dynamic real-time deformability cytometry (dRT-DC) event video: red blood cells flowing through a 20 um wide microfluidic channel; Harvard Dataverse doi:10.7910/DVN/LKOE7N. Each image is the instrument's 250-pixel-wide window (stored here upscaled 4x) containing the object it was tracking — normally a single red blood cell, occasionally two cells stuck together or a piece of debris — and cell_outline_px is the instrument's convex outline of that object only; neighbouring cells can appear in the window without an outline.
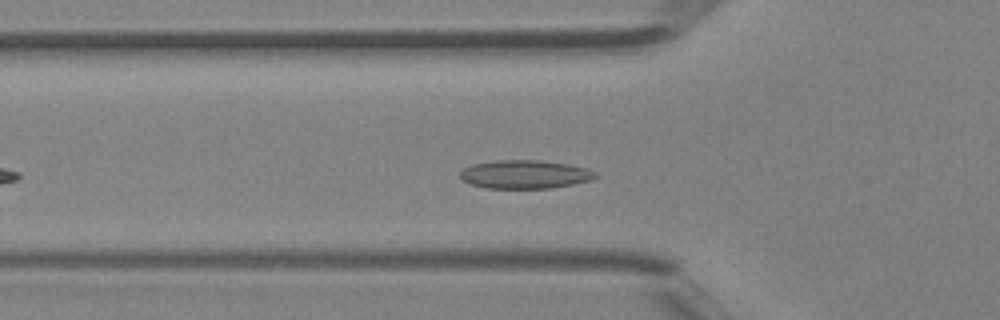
{"species": "Egyptian fruit bat (a non-hibernating species)", "species_latin": "Rousettus aegyptiacus", "temperature_condition": "room temperature", "stored_images_in_passage": 38, "camera_frame_rate_fps": 3000, "um_per_image_px": 0.085, "animal": {"sex": "female"}, "frame": {"image": 1, "passage_image": 6, "time_ms": 1.667, "image_size_px": [1000, 320], "cell_outline_px": [[600, 176], [592, 180], [552, 188], [484, 188], [472, 184], [464, 180], [460, 176], [460, 172], [464, 168], [472, 164], [500, 160], [540, 160], [568, 164], [588, 168], [596, 172]], "centroid_in_image_um": [44.67, 14.82], "position_along_channel_um": 81.1, "area_um2": 22.48}}
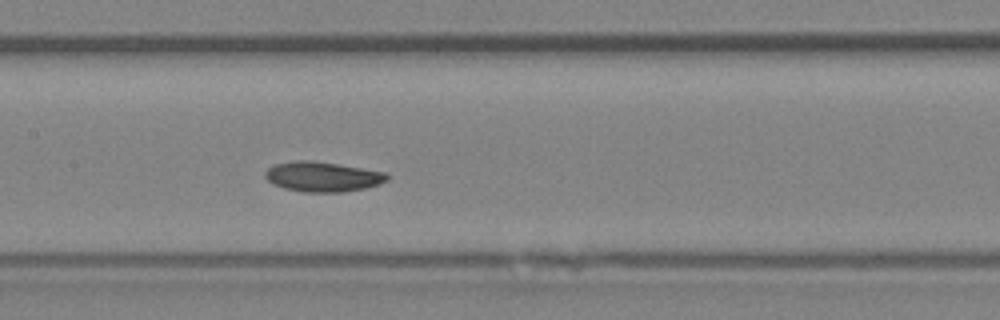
{"frame": {"image": 2, "passage_image": 13, "time_ms": 4.0, "image_size_px": [1000, 320], "cell_outline_px": [[388, 180], [380, 184], [364, 188], [344, 192], [304, 192], [284, 188], [272, 184], [264, 176], [264, 172], [268, 168], [276, 164], [296, 160], [312, 160], [388, 172]], "centroid_in_image_um": [27.43, 15.02], "position_along_channel_um": 180.0, "area_um2": 21.39}}
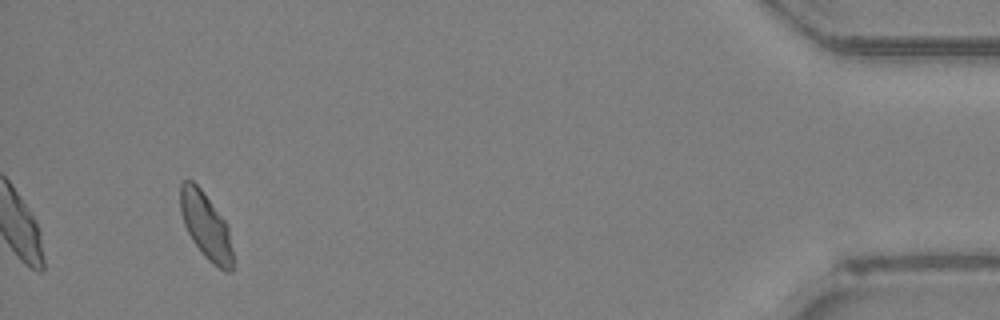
{"frame": {"image": 3, "passage_image": 35, "time_ms": 11.333, "image_size_px": [1000, 320], "cell_outline_px": [[232, 272], [224, 272], [212, 264], [204, 256], [192, 240], [184, 224], [180, 212], [180, 184], [184, 180], [192, 180], [204, 192], [228, 224], [232, 248]], "centroid_in_image_um": [17.51, 19.21], "position_along_channel_um": 417.7, "area_um2": 20.52}, "authors_computed_cell_mechanics": {"area_um2": 20.6635, "velocity_mm_per_s": 4.2424, "shape_relaxation_time_tau1_ms": 5.3869, "shape_relaxation_time_tau2_ms": 6.0195, "deformation_change_tau1": 0.1098, "deformation_change_tau2": 0.0845}}